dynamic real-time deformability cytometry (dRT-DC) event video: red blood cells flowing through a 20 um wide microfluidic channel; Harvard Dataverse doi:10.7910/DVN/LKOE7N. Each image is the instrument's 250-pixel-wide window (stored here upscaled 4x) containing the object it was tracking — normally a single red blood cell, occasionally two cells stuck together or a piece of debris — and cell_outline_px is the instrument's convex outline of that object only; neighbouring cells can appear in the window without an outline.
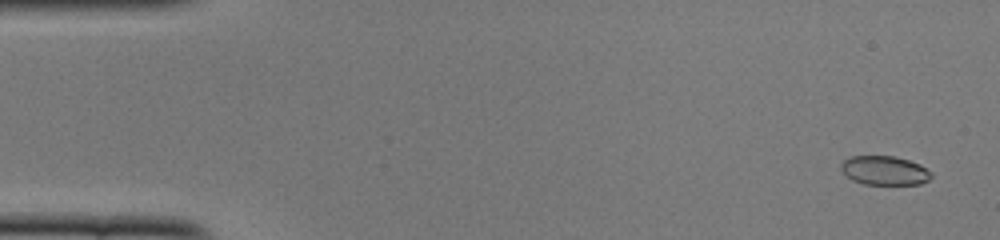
{"species": "common noctule bat (a hibernating species)", "species_latin": "Nyctalus noctula", "temperature_condition": "cold", "stored_images_in_passage": 52, "camera_frame_rate_fps": 3000, "um_per_image_px": 0.085, "animal": {"sex": "female", "body_mass_g": 22.0, "forearm_length_mm": 56.7}, "frame": {"image": 1, "passage_image": 3, "time_ms": 0.667, "image_size_px": [1000, 240], "cell_outline_px": [[932, 176], [928, 180], [920, 184], [864, 184], [852, 180], [840, 168], [840, 164], [844, 160], [852, 156], [896, 156], [920, 164], [932, 172]], "centroid_in_image_um": [75.2, 14.49], "position_along_channel_um": 9.8, "area_um2": 15.26}}
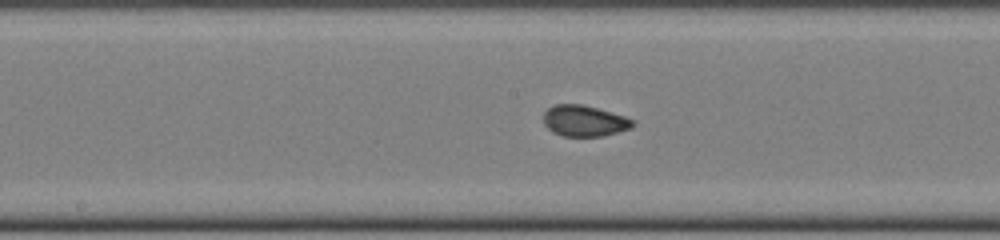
{"frame": {"image": 2, "passage_image": 27, "time_ms": 8.667, "image_size_px": [1000, 240], "cell_outline_px": [[636, 124], [632, 128], [604, 136], [564, 136], [552, 132], [544, 124], [544, 112], [548, 108], [556, 104], [584, 104], [624, 116], [636, 120]], "centroid_in_image_um": [49.7, 10.27], "position_along_channel_um": 198.5, "area_um2": 16.3}}
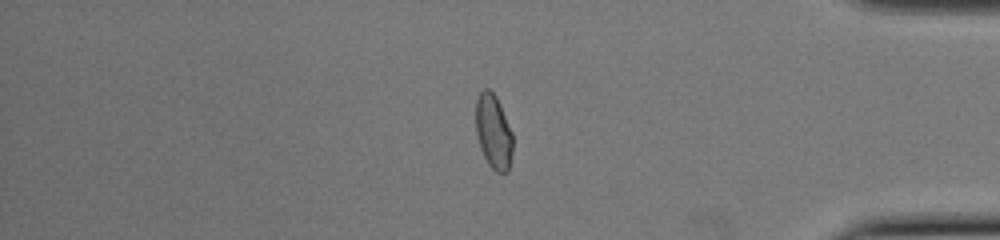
{"frame": {"image": 3, "passage_image": 44, "time_ms": 14.333, "image_size_px": [1000, 240], "cell_outline_px": [[512, 152], [508, 172], [504, 176], [496, 172], [488, 164], [480, 148], [476, 132], [476, 100], [480, 92], [484, 88], [488, 88], [496, 96], [500, 104], [512, 132]], "centroid_in_image_um": [41.95, 11.23], "position_along_channel_um": 393.3, "area_um2": 16.18}, "authors_computed_cell_mechanics": {"area_um2": 16.2129, "velocity_mm_per_s": 3.9174, "shape_relaxation_time_tau1_ms": 5.9598, "shape_relaxation_time_tau2_ms": null, "deformation_change_tau1": 0.1208, "deformation_change_tau2": null}}